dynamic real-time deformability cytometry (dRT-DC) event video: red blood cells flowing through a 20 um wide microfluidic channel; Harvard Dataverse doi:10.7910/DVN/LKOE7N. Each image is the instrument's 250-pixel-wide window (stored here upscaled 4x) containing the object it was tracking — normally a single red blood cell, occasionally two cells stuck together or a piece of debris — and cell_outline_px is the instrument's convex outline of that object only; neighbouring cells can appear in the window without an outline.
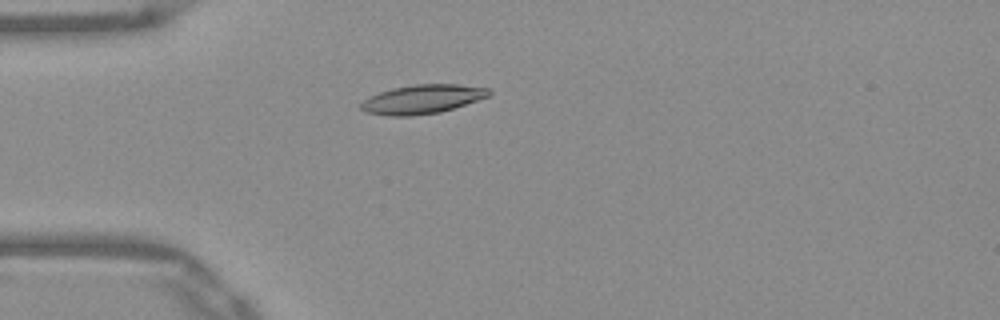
{"species": "Egyptian fruit bat (a non-hibernating species)", "species_latin": "Rousettus aegyptiacus", "temperature_condition": "warm", "stored_images_in_passage": 39, "camera_frame_rate_fps": 3000, "um_per_image_px": 0.085, "frame": {"image": 1, "passage_image": 2, "time_ms": 0.333, "image_size_px": [1000, 320], "cell_outline_px": [[492, 92], [488, 96], [440, 112], [408, 116], [388, 116], [364, 112], [360, 108], [360, 104], [368, 96], [392, 88], [416, 84], [456, 84], [488, 88]], "centroid_in_image_um": [35.84, 8.43], "position_along_channel_um": 49.2, "area_um2": 21.44}}
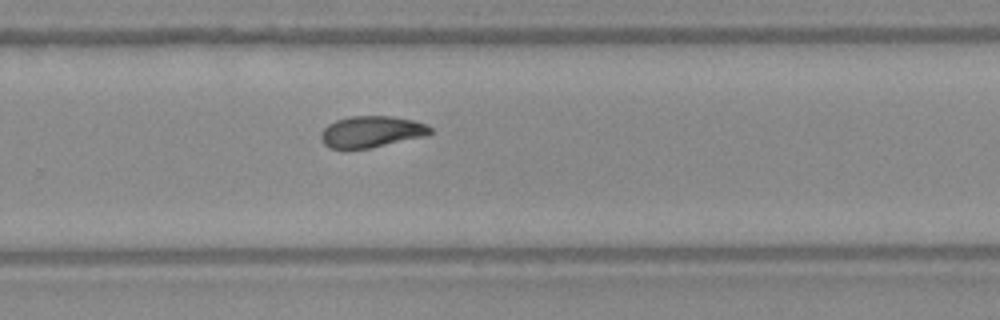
{"frame": {"image": 2, "passage_image": 22, "time_ms": 7.0, "image_size_px": [1000, 320], "cell_outline_px": [[432, 132], [428, 136], [368, 148], [328, 148], [320, 140], [320, 132], [328, 124], [336, 120], [348, 116], [392, 116], [412, 120], [424, 124], [432, 128]], "centroid_in_image_um": [31.55, 11.19], "position_along_channel_um": 298.2, "area_um2": 20.06}}
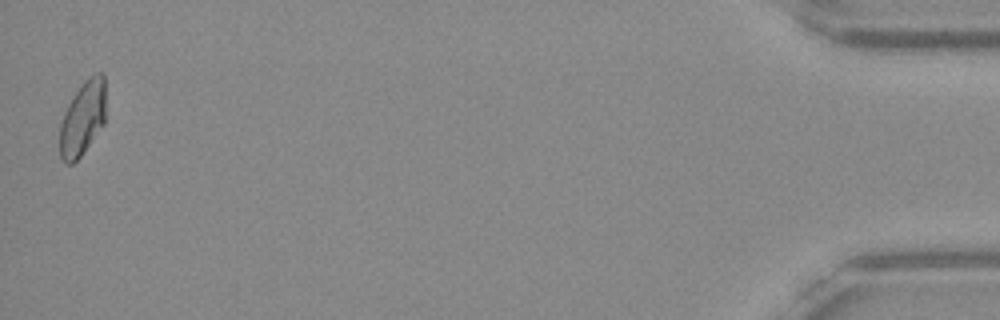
{"frame": {"image": 3, "passage_image": 39, "time_ms": 12.667, "image_size_px": [1000, 320], "cell_outline_px": [[104, 124], [80, 156], [72, 164], [64, 164], [60, 156], [60, 124], [64, 112], [68, 104], [84, 80], [88, 76], [96, 72], [104, 72]], "centroid_in_image_um": [7.01, 10.04], "position_along_channel_um": 428.2, "area_um2": 19.77}, "authors_computed_cell_mechanics": {"area_um2": 20.2878, "velocity_mm_per_s": 3.9203, "shape_relaxation_time_tau1_ms": 11.1717, "shape_relaxation_time_tau2_ms": 2.2357, "deformation_change_tau1": 0.2509, "deformation_change_tau2": 0.0731}}